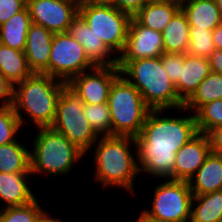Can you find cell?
Listing matches in <instances>:
<instances>
[{
  "label": "cell",
  "instance_id": "6da1fadb",
  "mask_svg": "<svg viewBox=\"0 0 222 222\" xmlns=\"http://www.w3.org/2000/svg\"><path fill=\"white\" fill-rule=\"evenodd\" d=\"M164 110H150L142 131L135 137L140 172L173 180L176 152L197 133L195 115L164 117ZM160 116V117H159Z\"/></svg>",
  "mask_w": 222,
  "mask_h": 222
},
{
  "label": "cell",
  "instance_id": "7a4b0ae2",
  "mask_svg": "<svg viewBox=\"0 0 222 222\" xmlns=\"http://www.w3.org/2000/svg\"><path fill=\"white\" fill-rule=\"evenodd\" d=\"M94 145L97 146L93 158L96 184L99 182L106 188L115 186V188L127 189L134 196V181L137 174H140L138 160H136L138 156L135 137L99 136ZM132 145L136 151L132 150Z\"/></svg>",
  "mask_w": 222,
  "mask_h": 222
},
{
  "label": "cell",
  "instance_id": "3957f363",
  "mask_svg": "<svg viewBox=\"0 0 222 222\" xmlns=\"http://www.w3.org/2000/svg\"><path fill=\"white\" fill-rule=\"evenodd\" d=\"M66 82L47 74L32 73L13 86V108L21 125H25L23 112L36 128L51 127L55 120L56 108Z\"/></svg>",
  "mask_w": 222,
  "mask_h": 222
},
{
  "label": "cell",
  "instance_id": "277c9868",
  "mask_svg": "<svg viewBox=\"0 0 222 222\" xmlns=\"http://www.w3.org/2000/svg\"><path fill=\"white\" fill-rule=\"evenodd\" d=\"M120 74L140 92L151 110H177L184 106L175 85L164 72L161 56L131 61H118Z\"/></svg>",
  "mask_w": 222,
  "mask_h": 222
},
{
  "label": "cell",
  "instance_id": "5b68a950",
  "mask_svg": "<svg viewBox=\"0 0 222 222\" xmlns=\"http://www.w3.org/2000/svg\"><path fill=\"white\" fill-rule=\"evenodd\" d=\"M38 133L33 139V151L30 152V171L32 175L66 176L74 163L86 154L63 134L52 127L36 128Z\"/></svg>",
  "mask_w": 222,
  "mask_h": 222
},
{
  "label": "cell",
  "instance_id": "8992f818",
  "mask_svg": "<svg viewBox=\"0 0 222 222\" xmlns=\"http://www.w3.org/2000/svg\"><path fill=\"white\" fill-rule=\"evenodd\" d=\"M108 106L112 136L136 137L141 133L147 114L151 110L140 92L122 74L112 83Z\"/></svg>",
  "mask_w": 222,
  "mask_h": 222
},
{
  "label": "cell",
  "instance_id": "52a82bcc",
  "mask_svg": "<svg viewBox=\"0 0 222 222\" xmlns=\"http://www.w3.org/2000/svg\"><path fill=\"white\" fill-rule=\"evenodd\" d=\"M83 107L84 102L66 85L59 96L55 120L51 127L87 154L93 149L99 136L87 121Z\"/></svg>",
  "mask_w": 222,
  "mask_h": 222
},
{
  "label": "cell",
  "instance_id": "ba28073f",
  "mask_svg": "<svg viewBox=\"0 0 222 222\" xmlns=\"http://www.w3.org/2000/svg\"><path fill=\"white\" fill-rule=\"evenodd\" d=\"M78 14L115 54L125 49L131 16L115 6L80 4Z\"/></svg>",
  "mask_w": 222,
  "mask_h": 222
},
{
  "label": "cell",
  "instance_id": "9c48e42d",
  "mask_svg": "<svg viewBox=\"0 0 222 222\" xmlns=\"http://www.w3.org/2000/svg\"><path fill=\"white\" fill-rule=\"evenodd\" d=\"M152 208L143 209L148 218L167 222H189L193 194L188 181L168 179L154 187Z\"/></svg>",
  "mask_w": 222,
  "mask_h": 222
},
{
  "label": "cell",
  "instance_id": "30bf717a",
  "mask_svg": "<svg viewBox=\"0 0 222 222\" xmlns=\"http://www.w3.org/2000/svg\"><path fill=\"white\" fill-rule=\"evenodd\" d=\"M94 67L82 45L68 32L53 34L49 76L68 83L74 76Z\"/></svg>",
  "mask_w": 222,
  "mask_h": 222
},
{
  "label": "cell",
  "instance_id": "8fae6325",
  "mask_svg": "<svg viewBox=\"0 0 222 222\" xmlns=\"http://www.w3.org/2000/svg\"><path fill=\"white\" fill-rule=\"evenodd\" d=\"M27 8L31 23L55 34L68 31L78 14L79 4L72 0H27Z\"/></svg>",
  "mask_w": 222,
  "mask_h": 222
},
{
  "label": "cell",
  "instance_id": "7c38bea8",
  "mask_svg": "<svg viewBox=\"0 0 222 222\" xmlns=\"http://www.w3.org/2000/svg\"><path fill=\"white\" fill-rule=\"evenodd\" d=\"M74 76L67 85L87 104L108 103L109 92L120 74L118 66L94 67Z\"/></svg>",
  "mask_w": 222,
  "mask_h": 222
},
{
  "label": "cell",
  "instance_id": "4fadbf2b",
  "mask_svg": "<svg viewBox=\"0 0 222 222\" xmlns=\"http://www.w3.org/2000/svg\"><path fill=\"white\" fill-rule=\"evenodd\" d=\"M164 53L162 33L141 25L131 18L126 46L118 61L159 57Z\"/></svg>",
  "mask_w": 222,
  "mask_h": 222
},
{
  "label": "cell",
  "instance_id": "5bb4252c",
  "mask_svg": "<svg viewBox=\"0 0 222 222\" xmlns=\"http://www.w3.org/2000/svg\"><path fill=\"white\" fill-rule=\"evenodd\" d=\"M211 152L208 135L198 132L176 152L173 180L188 181Z\"/></svg>",
  "mask_w": 222,
  "mask_h": 222
},
{
  "label": "cell",
  "instance_id": "9a60e30c",
  "mask_svg": "<svg viewBox=\"0 0 222 222\" xmlns=\"http://www.w3.org/2000/svg\"><path fill=\"white\" fill-rule=\"evenodd\" d=\"M67 32L82 45L86 56L94 66H118V56L109 57L115 54L93 33L79 14L71 21Z\"/></svg>",
  "mask_w": 222,
  "mask_h": 222
},
{
  "label": "cell",
  "instance_id": "2e32d148",
  "mask_svg": "<svg viewBox=\"0 0 222 222\" xmlns=\"http://www.w3.org/2000/svg\"><path fill=\"white\" fill-rule=\"evenodd\" d=\"M53 33L43 26L31 23L28 29L24 53L32 73L49 75V60Z\"/></svg>",
  "mask_w": 222,
  "mask_h": 222
},
{
  "label": "cell",
  "instance_id": "e0dca14e",
  "mask_svg": "<svg viewBox=\"0 0 222 222\" xmlns=\"http://www.w3.org/2000/svg\"><path fill=\"white\" fill-rule=\"evenodd\" d=\"M31 175V172H0V201L4 202V206H1L0 209L23 206L36 199L28 182Z\"/></svg>",
  "mask_w": 222,
  "mask_h": 222
},
{
  "label": "cell",
  "instance_id": "ac0fdd59",
  "mask_svg": "<svg viewBox=\"0 0 222 222\" xmlns=\"http://www.w3.org/2000/svg\"><path fill=\"white\" fill-rule=\"evenodd\" d=\"M210 73L208 58L183 54V66L175 85L178 97L185 103Z\"/></svg>",
  "mask_w": 222,
  "mask_h": 222
},
{
  "label": "cell",
  "instance_id": "d6986e66",
  "mask_svg": "<svg viewBox=\"0 0 222 222\" xmlns=\"http://www.w3.org/2000/svg\"><path fill=\"white\" fill-rule=\"evenodd\" d=\"M188 183L193 195L222 190V155L211 152Z\"/></svg>",
  "mask_w": 222,
  "mask_h": 222
},
{
  "label": "cell",
  "instance_id": "ffe728a7",
  "mask_svg": "<svg viewBox=\"0 0 222 222\" xmlns=\"http://www.w3.org/2000/svg\"><path fill=\"white\" fill-rule=\"evenodd\" d=\"M180 3L190 27L213 31L222 22L215 0H181Z\"/></svg>",
  "mask_w": 222,
  "mask_h": 222
},
{
  "label": "cell",
  "instance_id": "44dd1931",
  "mask_svg": "<svg viewBox=\"0 0 222 222\" xmlns=\"http://www.w3.org/2000/svg\"><path fill=\"white\" fill-rule=\"evenodd\" d=\"M190 25L186 14L180 9L168 22L162 32L164 53L186 54L190 35Z\"/></svg>",
  "mask_w": 222,
  "mask_h": 222
},
{
  "label": "cell",
  "instance_id": "7402d4cb",
  "mask_svg": "<svg viewBox=\"0 0 222 222\" xmlns=\"http://www.w3.org/2000/svg\"><path fill=\"white\" fill-rule=\"evenodd\" d=\"M180 9V1L146 3L133 17L141 25L162 33Z\"/></svg>",
  "mask_w": 222,
  "mask_h": 222
},
{
  "label": "cell",
  "instance_id": "603a6c76",
  "mask_svg": "<svg viewBox=\"0 0 222 222\" xmlns=\"http://www.w3.org/2000/svg\"><path fill=\"white\" fill-rule=\"evenodd\" d=\"M31 18L27 6L0 26V43L24 51Z\"/></svg>",
  "mask_w": 222,
  "mask_h": 222
},
{
  "label": "cell",
  "instance_id": "cb8c5ba5",
  "mask_svg": "<svg viewBox=\"0 0 222 222\" xmlns=\"http://www.w3.org/2000/svg\"><path fill=\"white\" fill-rule=\"evenodd\" d=\"M0 74L13 86L29 77L32 72L24 51L0 43Z\"/></svg>",
  "mask_w": 222,
  "mask_h": 222
},
{
  "label": "cell",
  "instance_id": "d4e9b609",
  "mask_svg": "<svg viewBox=\"0 0 222 222\" xmlns=\"http://www.w3.org/2000/svg\"><path fill=\"white\" fill-rule=\"evenodd\" d=\"M189 222H222V190L193 195Z\"/></svg>",
  "mask_w": 222,
  "mask_h": 222
},
{
  "label": "cell",
  "instance_id": "484cf974",
  "mask_svg": "<svg viewBox=\"0 0 222 222\" xmlns=\"http://www.w3.org/2000/svg\"><path fill=\"white\" fill-rule=\"evenodd\" d=\"M219 99H222V74L211 72L179 110L194 114L204 104Z\"/></svg>",
  "mask_w": 222,
  "mask_h": 222
},
{
  "label": "cell",
  "instance_id": "4316f807",
  "mask_svg": "<svg viewBox=\"0 0 222 222\" xmlns=\"http://www.w3.org/2000/svg\"><path fill=\"white\" fill-rule=\"evenodd\" d=\"M30 151L18 140L0 146V172L17 173L30 171Z\"/></svg>",
  "mask_w": 222,
  "mask_h": 222
},
{
  "label": "cell",
  "instance_id": "83f0119b",
  "mask_svg": "<svg viewBox=\"0 0 222 222\" xmlns=\"http://www.w3.org/2000/svg\"><path fill=\"white\" fill-rule=\"evenodd\" d=\"M83 111L87 121L98 136H112V122L108 103H84Z\"/></svg>",
  "mask_w": 222,
  "mask_h": 222
},
{
  "label": "cell",
  "instance_id": "f1b7e54d",
  "mask_svg": "<svg viewBox=\"0 0 222 222\" xmlns=\"http://www.w3.org/2000/svg\"><path fill=\"white\" fill-rule=\"evenodd\" d=\"M194 115L198 132L208 134L213 128L222 125V99L204 104Z\"/></svg>",
  "mask_w": 222,
  "mask_h": 222
},
{
  "label": "cell",
  "instance_id": "f546056e",
  "mask_svg": "<svg viewBox=\"0 0 222 222\" xmlns=\"http://www.w3.org/2000/svg\"><path fill=\"white\" fill-rule=\"evenodd\" d=\"M37 200L23 206L1 208L0 222H36L44 211Z\"/></svg>",
  "mask_w": 222,
  "mask_h": 222
},
{
  "label": "cell",
  "instance_id": "4dcf8cb0",
  "mask_svg": "<svg viewBox=\"0 0 222 222\" xmlns=\"http://www.w3.org/2000/svg\"><path fill=\"white\" fill-rule=\"evenodd\" d=\"M189 35L190 41L187 53L190 55L208 58L212 50L216 48L211 30L190 27Z\"/></svg>",
  "mask_w": 222,
  "mask_h": 222
},
{
  "label": "cell",
  "instance_id": "1f68e13d",
  "mask_svg": "<svg viewBox=\"0 0 222 222\" xmlns=\"http://www.w3.org/2000/svg\"><path fill=\"white\" fill-rule=\"evenodd\" d=\"M21 128L13 106L0 107V146L15 142Z\"/></svg>",
  "mask_w": 222,
  "mask_h": 222
},
{
  "label": "cell",
  "instance_id": "d6a6232c",
  "mask_svg": "<svg viewBox=\"0 0 222 222\" xmlns=\"http://www.w3.org/2000/svg\"><path fill=\"white\" fill-rule=\"evenodd\" d=\"M161 63L164 72L176 85L179 81L181 66H183V53H163L161 55Z\"/></svg>",
  "mask_w": 222,
  "mask_h": 222
},
{
  "label": "cell",
  "instance_id": "836d02e7",
  "mask_svg": "<svg viewBox=\"0 0 222 222\" xmlns=\"http://www.w3.org/2000/svg\"><path fill=\"white\" fill-rule=\"evenodd\" d=\"M27 6V0H0V26Z\"/></svg>",
  "mask_w": 222,
  "mask_h": 222
},
{
  "label": "cell",
  "instance_id": "e575fe53",
  "mask_svg": "<svg viewBox=\"0 0 222 222\" xmlns=\"http://www.w3.org/2000/svg\"><path fill=\"white\" fill-rule=\"evenodd\" d=\"M146 0H114V6L133 17L144 5Z\"/></svg>",
  "mask_w": 222,
  "mask_h": 222
},
{
  "label": "cell",
  "instance_id": "d590c367",
  "mask_svg": "<svg viewBox=\"0 0 222 222\" xmlns=\"http://www.w3.org/2000/svg\"><path fill=\"white\" fill-rule=\"evenodd\" d=\"M0 107H9L13 104V85L10 84L2 74H0Z\"/></svg>",
  "mask_w": 222,
  "mask_h": 222
},
{
  "label": "cell",
  "instance_id": "8d00e7d4",
  "mask_svg": "<svg viewBox=\"0 0 222 222\" xmlns=\"http://www.w3.org/2000/svg\"><path fill=\"white\" fill-rule=\"evenodd\" d=\"M207 135L212 153L222 155V125L213 128Z\"/></svg>",
  "mask_w": 222,
  "mask_h": 222
},
{
  "label": "cell",
  "instance_id": "74e56055",
  "mask_svg": "<svg viewBox=\"0 0 222 222\" xmlns=\"http://www.w3.org/2000/svg\"><path fill=\"white\" fill-rule=\"evenodd\" d=\"M211 72L222 74V49L215 48L208 57Z\"/></svg>",
  "mask_w": 222,
  "mask_h": 222
},
{
  "label": "cell",
  "instance_id": "f35d334b",
  "mask_svg": "<svg viewBox=\"0 0 222 222\" xmlns=\"http://www.w3.org/2000/svg\"><path fill=\"white\" fill-rule=\"evenodd\" d=\"M215 47L222 49V22L212 31Z\"/></svg>",
  "mask_w": 222,
  "mask_h": 222
},
{
  "label": "cell",
  "instance_id": "ab89813d",
  "mask_svg": "<svg viewBox=\"0 0 222 222\" xmlns=\"http://www.w3.org/2000/svg\"><path fill=\"white\" fill-rule=\"evenodd\" d=\"M36 222H63V221H61L60 218L56 219L54 218V216L53 217L50 216V214L44 209V211L38 216Z\"/></svg>",
  "mask_w": 222,
  "mask_h": 222
},
{
  "label": "cell",
  "instance_id": "60d3db41",
  "mask_svg": "<svg viewBox=\"0 0 222 222\" xmlns=\"http://www.w3.org/2000/svg\"><path fill=\"white\" fill-rule=\"evenodd\" d=\"M82 4L114 6V0H82Z\"/></svg>",
  "mask_w": 222,
  "mask_h": 222
},
{
  "label": "cell",
  "instance_id": "b9f144b4",
  "mask_svg": "<svg viewBox=\"0 0 222 222\" xmlns=\"http://www.w3.org/2000/svg\"><path fill=\"white\" fill-rule=\"evenodd\" d=\"M139 215H140L139 216L140 222H167V221L156 220L153 218H148L143 212H141Z\"/></svg>",
  "mask_w": 222,
  "mask_h": 222
},
{
  "label": "cell",
  "instance_id": "7bdbcfd3",
  "mask_svg": "<svg viewBox=\"0 0 222 222\" xmlns=\"http://www.w3.org/2000/svg\"><path fill=\"white\" fill-rule=\"evenodd\" d=\"M215 2H216V5H217V8L219 9L220 16H221V19H222V0H215Z\"/></svg>",
  "mask_w": 222,
  "mask_h": 222
},
{
  "label": "cell",
  "instance_id": "ee69618b",
  "mask_svg": "<svg viewBox=\"0 0 222 222\" xmlns=\"http://www.w3.org/2000/svg\"><path fill=\"white\" fill-rule=\"evenodd\" d=\"M168 1H181V0H146V3H158V2H168Z\"/></svg>",
  "mask_w": 222,
  "mask_h": 222
},
{
  "label": "cell",
  "instance_id": "f6af8a7d",
  "mask_svg": "<svg viewBox=\"0 0 222 222\" xmlns=\"http://www.w3.org/2000/svg\"><path fill=\"white\" fill-rule=\"evenodd\" d=\"M72 1L78 3L79 5L82 4V0H72Z\"/></svg>",
  "mask_w": 222,
  "mask_h": 222
}]
</instances>
